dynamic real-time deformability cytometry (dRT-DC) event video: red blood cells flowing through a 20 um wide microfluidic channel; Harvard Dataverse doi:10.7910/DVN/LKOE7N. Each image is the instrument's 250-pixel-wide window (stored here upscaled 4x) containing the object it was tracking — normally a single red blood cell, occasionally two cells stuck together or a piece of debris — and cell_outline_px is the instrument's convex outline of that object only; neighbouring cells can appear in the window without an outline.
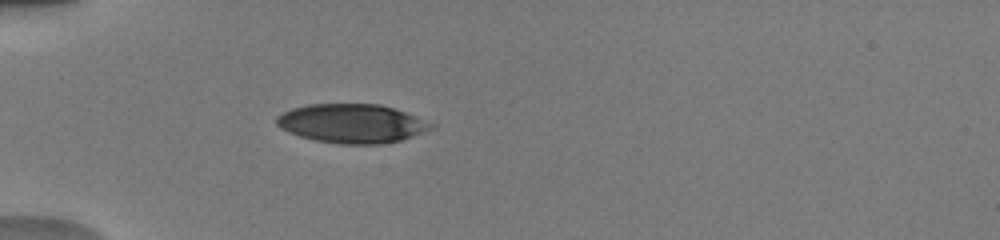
{"species": "human", "species_latin": "Homo sapiens", "temperature_condition": "warm", "stored_images_in_passage": 6, "camera_frame_rate_fps": 3000, "um_per_image_px": 0.085, "donor": {"sex": "male"}, "frame": {"image": 1, "passage_image": 6, "time_ms": 5.0, "image_size_px": [1000, 240], "cell_outline_px": [[432, 128], [412, 136], [400, 140], [380, 144], [340, 144], [316, 140], [300, 136], [288, 132], [280, 128], [276, 124], [276, 116], [292, 108], [308, 104], [380, 104], [404, 112], [432, 124]], "centroid_in_image_um": [29.83, 10.49], "position_along_channel_um": 55.2, "area_um2": 34.62}}